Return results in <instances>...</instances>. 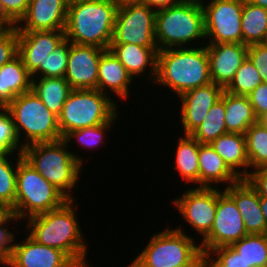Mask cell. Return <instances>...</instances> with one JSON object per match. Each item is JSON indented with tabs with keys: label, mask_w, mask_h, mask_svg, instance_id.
<instances>
[{
	"label": "cell",
	"mask_w": 267,
	"mask_h": 267,
	"mask_svg": "<svg viewBox=\"0 0 267 267\" xmlns=\"http://www.w3.org/2000/svg\"><path fill=\"white\" fill-rule=\"evenodd\" d=\"M235 202L244 222L247 234H267L259 195L245 179L223 189Z\"/></svg>",
	"instance_id": "44dd1931"
},
{
	"label": "cell",
	"mask_w": 267,
	"mask_h": 267,
	"mask_svg": "<svg viewBox=\"0 0 267 267\" xmlns=\"http://www.w3.org/2000/svg\"><path fill=\"white\" fill-rule=\"evenodd\" d=\"M251 3L267 9V0H249Z\"/></svg>",
	"instance_id": "f5cc1de1"
},
{
	"label": "cell",
	"mask_w": 267,
	"mask_h": 267,
	"mask_svg": "<svg viewBox=\"0 0 267 267\" xmlns=\"http://www.w3.org/2000/svg\"><path fill=\"white\" fill-rule=\"evenodd\" d=\"M210 145L240 179H245L249 175L244 134L228 132L219 136Z\"/></svg>",
	"instance_id": "cb8c5ba5"
},
{
	"label": "cell",
	"mask_w": 267,
	"mask_h": 267,
	"mask_svg": "<svg viewBox=\"0 0 267 267\" xmlns=\"http://www.w3.org/2000/svg\"><path fill=\"white\" fill-rule=\"evenodd\" d=\"M118 6L126 4H144V0H115Z\"/></svg>",
	"instance_id": "f907efd6"
},
{
	"label": "cell",
	"mask_w": 267,
	"mask_h": 267,
	"mask_svg": "<svg viewBox=\"0 0 267 267\" xmlns=\"http://www.w3.org/2000/svg\"><path fill=\"white\" fill-rule=\"evenodd\" d=\"M262 82L258 69L247 57L224 90L234 95L247 96Z\"/></svg>",
	"instance_id": "e575fe53"
},
{
	"label": "cell",
	"mask_w": 267,
	"mask_h": 267,
	"mask_svg": "<svg viewBox=\"0 0 267 267\" xmlns=\"http://www.w3.org/2000/svg\"><path fill=\"white\" fill-rule=\"evenodd\" d=\"M68 5V0H30L15 28L17 31L65 30Z\"/></svg>",
	"instance_id": "ac0fdd59"
},
{
	"label": "cell",
	"mask_w": 267,
	"mask_h": 267,
	"mask_svg": "<svg viewBox=\"0 0 267 267\" xmlns=\"http://www.w3.org/2000/svg\"><path fill=\"white\" fill-rule=\"evenodd\" d=\"M257 122L248 96L225 91V125L227 132L245 134Z\"/></svg>",
	"instance_id": "83f0119b"
},
{
	"label": "cell",
	"mask_w": 267,
	"mask_h": 267,
	"mask_svg": "<svg viewBox=\"0 0 267 267\" xmlns=\"http://www.w3.org/2000/svg\"><path fill=\"white\" fill-rule=\"evenodd\" d=\"M18 56V31L12 27L0 37V68Z\"/></svg>",
	"instance_id": "ab89813d"
},
{
	"label": "cell",
	"mask_w": 267,
	"mask_h": 267,
	"mask_svg": "<svg viewBox=\"0 0 267 267\" xmlns=\"http://www.w3.org/2000/svg\"><path fill=\"white\" fill-rule=\"evenodd\" d=\"M0 17L12 28L15 27V23L5 14L4 8L0 1Z\"/></svg>",
	"instance_id": "7dc6e473"
},
{
	"label": "cell",
	"mask_w": 267,
	"mask_h": 267,
	"mask_svg": "<svg viewBox=\"0 0 267 267\" xmlns=\"http://www.w3.org/2000/svg\"><path fill=\"white\" fill-rule=\"evenodd\" d=\"M5 109L12 116L17 138L23 148L62 139L58 117L32 90L16 96Z\"/></svg>",
	"instance_id": "52a82bcc"
},
{
	"label": "cell",
	"mask_w": 267,
	"mask_h": 267,
	"mask_svg": "<svg viewBox=\"0 0 267 267\" xmlns=\"http://www.w3.org/2000/svg\"><path fill=\"white\" fill-rule=\"evenodd\" d=\"M117 113L109 122L103 123L101 125H96L92 127H86L81 128L77 130H73L71 132H68L62 139L64 142L69 146V144H73L75 141L80 147L83 149H90L97 147H103L105 145V140L107 139L108 130L111 131L112 125H114L117 119L118 121V115ZM106 138V139H105ZM73 140V141H72ZM72 141V142H71ZM102 145V146H101Z\"/></svg>",
	"instance_id": "d6a6232c"
},
{
	"label": "cell",
	"mask_w": 267,
	"mask_h": 267,
	"mask_svg": "<svg viewBox=\"0 0 267 267\" xmlns=\"http://www.w3.org/2000/svg\"><path fill=\"white\" fill-rule=\"evenodd\" d=\"M206 45L158 51L154 83L177 95L211 83Z\"/></svg>",
	"instance_id": "7a4b0ae2"
},
{
	"label": "cell",
	"mask_w": 267,
	"mask_h": 267,
	"mask_svg": "<svg viewBox=\"0 0 267 267\" xmlns=\"http://www.w3.org/2000/svg\"><path fill=\"white\" fill-rule=\"evenodd\" d=\"M63 139L52 142H40L23 148V158L49 183L53 184L68 199L78 185L83 157L70 151ZM77 183V184H76Z\"/></svg>",
	"instance_id": "277c9868"
},
{
	"label": "cell",
	"mask_w": 267,
	"mask_h": 267,
	"mask_svg": "<svg viewBox=\"0 0 267 267\" xmlns=\"http://www.w3.org/2000/svg\"><path fill=\"white\" fill-rule=\"evenodd\" d=\"M10 29L11 27L0 17V37Z\"/></svg>",
	"instance_id": "681fc988"
},
{
	"label": "cell",
	"mask_w": 267,
	"mask_h": 267,
	"mask_svg": "<svg viewBox=\"0 0 267 267\" xmlns=\"http://www.w3.org/2000/svg\"><path fill=\"white\" fill-rule=\"evenodd\" d=\"M181 227H164L151 235L135 259L144 267H204L199 242Z\"/></svg>",
	"instance_id": "8992f818"
},
{
	"label": "cell",
	"mask_w": 267,
	"mask_h": 267,
	"mask_svg": "<svg viewBox=\"0 0 267 267\" xmlns=\"http://www.w3.org/2000/svg\"><path fill=\"white\" fill-rule=\"evenodd\" d=\"M257 123L260 124L262 127L267 129V112L261 114L257 118Z\"/></svg>",
	"instance_id": "816d5d0a"
},
{
	"label": "cell",
	"mask_w": 267,
	"mask_h": 267,
	"mask_svg": "<svg viewBox=\"0 0 267 267\" xmlns=\"http://www.w3.org/2000/svg\"><path fill=\"white\" fill-rule=\"evenodd\" d=\"M177 139L175 161H172L175 163L174 171L178 172L184 183L199 187V143L191 135H182Z\"/></svg>",
	"instance_id": "484cf974"
},
{
	"label": "cell",
	"mask_w": 267,
	"mask_h": 267,
	"mask_svg": "<svg viewBox=\"0 0 267 267\" xmlns=\"http://www.w3.org/2000/svg\"><path fill=\"white\" fill-rule=\"evenodd\" d=\"M252 105L255 117L267 112V83H260L250 94L247 95Z\"/></svg>",
	"instance_id": "b9f144b4"
},
{
	"label": "cell",
	"mask_w": 267,
	"mask_h": 267,
	"mask_svg": "<svg viewBox=\"0 0 267 267\" xmlns=\"http://www.w3.org/2000/svg\"><path fill=\"white\" fill-rule=\"evenodd\" d=\"M155 39L159 51L166 48L194 47L195 41L196 46L204 45L206 35L202 4L180 0L175 5L157 10ZM198 40L203 41L200 44Z\"/></svg>",
	"instance_id": "5b68a950"
},
{
	"label": "cell",
	"mask_w": 267,
	"mask_h": 267,
	"mask_svg": "<svg viewBox=\"0 0 267 267\" xmlns=\"http://www.w3.org/2000/svg\"><path fill=\"white\" fill-rule=\"evenodd\" d=\"M244 135L249 159V172L267 167V129L256 122L246 130Z\"/></svg>",
	"instance_id": "836d02e7"
},
{
	"label": "cell",
	"mask_w": 267,
	"mask_h": 267,
	"mask_svg": "<svg viewBox=\"0 0 267 267\" xmlns=\"http://www.w3.org/2000/svg\"><path fill=\"white\" fill-rule=\"evenodd\" d=\"M15 220V221H14ZM20 220L11 212L1 223H0V265L5 267L11 256L14 241L16 240L15 234L18 232L11 231L8 226L11 224L18 223ZM9 222L11 224H9ZM14 222V223H12Z\"/></svg>",
	"instance_id": "f35d334b"
},
{
	"label": "cell",
	"mask_w": 267,
	"mask_h": 267,
	"mask_svg": "<svg viewBox=\"0 0 267 267\" xmlns=\"http://www.w3.org/2000/svg\"><path fill=\"white\" fill-rule=\"evenodd\" d=\"M14 155V153L0 155V203L10 210L15 205L18 162L23 158L22 154L16 153V156Z\"/></svg>",
	"instance_id": "4dcf8cb0"
},
{
	"label": "cell",
	"mask_w": 267,
	"mask_h": 267,
	"mask_svg": "<svg viewBox=\"0 0 267 267\" xmlns=\"http://www.w3.org/2000/svg\"><path fill=\"white\" fill-rule=\"evenodd\" d=\"M71 90L64 77L32 78V91L57 117L60 115Z\"/></svg>",
	"instance_id": "4316f807"
},
{
	"label": "cell",
	"mask_w": 267,
	"mask_h": 267,
	"mask_svg": "<svg viewBox=\"0 0 267 267\" xmlns=\"http://www.w3.org/2000/svg\"><path fill=\"white\" fill-rule=\"evenodd\" d=\"M109 49L124 65L133 80L138 76H143V73L147 71L149 75L146 78L154 83L157 74L158 47H141L125 43L111 44Z\"/></svg>",
	"instance_id": "7402d4cb"
},
{
	"label": "cell",
	"mask_w": 267,
	"mask_h": 267,
	"mask_svg": "<svg viewBox=\"0 0 267 267\" xmlns=\"http://www.w3.org/2000/svg\"><path fill=\"white\" fill-rule=\"evenodd\" d=\"M117 8L115 0L69 3L65 37L74 44L109 49Z\"/></svg>",
	"instance_id": "3957f363"
},
{
	"label": "cell",
	"mask_w": 267,
	"mask_h": 267,
	"mask_svg": "<svg viewBox=\"0 0 267 267\" xmlns=\"http://www.w3.org/2000/svg\"><path fill=\"white\" fill-rule=\"evenodd\" d=\"M247 234L234 200L221 188H217L216 215L210 233L200 241L201 251L205 256L216 247L231 245Z\"/></svg>",
	"instance_id": "7c38bea8"
},
{
	"label": "cell",
	"mask_w": 267,
	"mask_h": 267,
	"mask_svg": "<svg viewBox=\"0 0 267 267\" xmlns=\"http://www.w3.org/2000/svg\"><path fill=\"white\" fill-rule=\"evenodd\" d=\"M75 201L69 199L52 211L27 218L25 233L28 231L39 244L63 251L78 267H89L88 243L79 225Z\"/></svg>",
	"instance_id": "6da1fadb"
},
{
	"label": "cell",
	"mask_w": 267,
	"mask_h": 267,
	"mask_svg": "<svg viewBox=\"0 0 267 267\" xmlns=\"http://www.w3.org/2000/svg\"><path fill=\"white\" fill-rule=\"evenodd\" d=\"M11 213V210L0 203V223Z\"/></svg>",
	"instance_id": "c3c4849f"
},
{
	"label": "cell",
	"mask_w": 267,
	"mask_h": 267,
	"mask_svg": "<svg viewBox=\"0 0 267 267\" xmlns=\"http://www.w3.org/2000/svg\"><path fill=\"white\" fill-rule=\"evenodd\" d=\"M245 180L259 196L267 197V167L250 171Z\"/></svg>",
	"instance_id": "ee69618b"
},
{
	"label": "cell",
	"mask_w": 267,
	"mask_h": 267,
	"mask_svg": "<svg viewBox=\"0 0 267 267\" xmlns=\"http://www.w3.org/2000/svg\"><path fill=\"white\" fill-rule=\"evenodd\" d=\"M6 267H78L63 251L37 243L27 233L14 241Z\"/></svg>",
	"instance_id": "2e32d148"
},
{
	"label": "cell",
	"mask_w": 267,
	"mask_h": 267,
	"mask_svg": "<svg viewBox=\"0 0 267 267\" xmlns=\"http://www.w3.org/2000/svg\"><path fill=\"white\" fill-rule=\"evenodd\" d=\"M228 133L225 125V90L211 107L201 125L190 135L200 144H211L219 136Z\"/></svg>",
	"instance_id": "f546056e"
},
{
	"label": "cell",
	"mask_w": 267,
	"mask_h": 267,
	"mask_svg": "<svg viewBox=\"0 0 267 267\" xmlns=\"http://www.w3.org/2000/svg\"><path fill=\"white\" fill-rule=\"evenodd\" d=\"M70 41L65 37L44 60L43 77H64L68 65Z\"/></svg>",
	"instance_id": "d590c367"
},
{
	"label": "cell",
	"mask_w": 267,
	"mask_h": 267,
	"mask_svg": "<svg viewBox=\"0 0 267 267\" xmlns=\"http://www.w3.org/2000/svg\"><path fill=\"white\" fill-rule=\"evenodd\" d=\"M155 16L156 10L142 3L118 6L111 44L157 47Z\"/></svg>",
	"instance_id": "8fae6325"
},
{
	"label": "cell",
	"mask_w": 267,
	"mask_h": 267,
	"mask_svg": "<svg viewBox=\"0 0 267 267\" xmlns=\"http://www.w3.org/2000/svg\"><path fill=\"white\" fill-rule=\"evenodd\" d=\"M241 179L227 166L210 144L199 143V187L227 188Z\"/></svg>",
	"instance_id": "603a6c76"
},
{
	"label": "cell",
	"mask_w": 267,
	"mask_h": 267,
	"mask_svg": "<svg viewBox=\"0 0 267 267\" xmlns=\"http://www.w3.org/2000/svg\"><path fill=\"white\" fill-rule=\"evenodd\" d=\"M259 203L261 207L262 214L264 215L266 227H267V197L259 196Z\"/></svg>",
	"instance_id": "bcb514c9"
},
{
	"label": "cell",
	"mask_w": 267,
	"mask_h": 267,
	"mask_svg": "<svg viewBox=\"0 0 267 267\" xmlns=\"http://www.w3.org/2000/svg\"><path fill=\"white\" fill-rule=\"evenodd\" d=\"M179 1L180 0H144V4L157 11L175 5Z\"/></svg>",
	"instance_id": "f6af8a7d"
},
{
	"label": "cell",
	"mask_w": 267,
	"mask_h": 267,
	"mask_svg": "<svg viewBox=\"0 0 267 267\" xmlns=\"http://www.w3.org/2000/svg\"><path fill=\"white\" fill-rule=\"evenodd\" d=\"M204 267H251L230 245L216 247L204 256Z\"/></svg>",
	"instance_id": "8d00e7d4"
},
{
	"label": "cell",
	"mask_w": 267,
	"mask_h": 267,
	"mask_svg": "<svg viewBox=\"0 0 267 267\" xmlns=\"http://www.w3.org/2000/svg\"><path fill=\"white\" fill-rule=\"evenodd\" d=\"M244 45L264 43L267 40V9L243 0L241 17Z\"/></svg>",
	"instance_id": "f1b7e54d"
},
{
	"label": "cell",
	"mask_w": 267,
	"mask_h": 267,
	"mask_svg": "<svg viewBox=\"0 0 267 267\" xmlns=\"http://www.w3.org/2000/svg\"><path fill=\"white\" fill-rule=\"evenodd\" d=\"M201 4L204 11L206 42L209 40L205 44H243V0H206Z\"/></svg>",
	"instance_id": "30bf717a"
},
{
	"label": "cell",
	"mask_w": 267,
	"mask_h": 267,
	"mask_svg": "<svg viewBox=\"0 0 267 267\" xmlns=\"http://www.w3.org/2000/svg\"><path fill=\"white\" fill-rule=\"evenodd\" d=\"M213 83L224 89L247 58L248 46L238 43L205 44Z\"/></svg>",
	"instance_id": "d6986e66"
},
{
	"label": "cell",
	"mask_w": 267,
	"mask_h": 267,
	"mask_svg": "<svg viewBox=\"0 0 267 267\" xmlns=\"http://www.w3.org/2000/svg\"><path fill=\"white\" fill-rule=\"evenodd\" d=\"M172 204L200 240L210 233L216 215L217 188L189 187Z\"/></svg>",
	"instance_id": "4fadbf2b"
},
{
	"label": "cell",
	"mask_w": 267,
	"mask_h": 267,
	"mask_svg": "<svg viewBox=\"0 0 267 267\" xmlns=\"http://www.w3.org/2000/svg\"><path fill=\"white\" fill-rule=\"evenodd\" d=\"M105 49L70 42L68 65L64 78L71 89H96L98 67Z\"/></svg>",
	"instance_id": "e0dca14e"
},
{
	"label": "cell",
	"mask_w": 267,
	"mask_h": 267,
	"mask_svg": "<svg viewBox=\"0 0 267 267\" xmlns=\"http://www.w3.org/2000/svg\"><path fill=\"white\" fill-rule=\"evenodd\" d=\"M69 200L41 176L24 158L18 162L15 205L11 212L20 220L52 211Z\"/></svg>",
	"instance_id": "9c48e42d"
},
{
	"label": "cell",
	"mask_w": 267,
	"mask_h": 267,
	"mask_svg": "<svg viewBox=\"0 0 267 267\" xmlns=\"http://www.w3.org/2000/svg\"><path fill=\"white\" fill-rule=\"evenodd\" d=\"M81 1H92V0H68V3L81 2Z\"/></svg>",
	"instance_id": "11a10c76"
},
{
	"label": "cell",
	"mask_w": 267,
	"mask_h": 267,
	"mask_svg": "<svg viewBox=\"0 0 267 267\" xmlns=\"http://www.w3.org/2000/svg\"><path fill=\"white\" fill-rule=\"evenodd\" d=\"M224 88L213 82L179 96L180 124L183 135H190L204 121L211 107L221 98Z\"/></svg>",
	"instance_id": "9a60e30c"
},
{
	"label": "cell",
	"mask_w": 267,
	"mask_h": 267,
	"mask_svg": "<svg viewBox=\"0 0 267 267\" xmlns=\"http://www.w3.org/2000/svg\"><path fill=\"white\" fill-rule=\"evenodd\" d=\"M5 14L17 24L25 15L30 0H0Z\"/></svg>",
	"instance_id": "7bdbcfd3"
},
{
	"label": "cell",
	"mask_w": 267,
	"mask_h": 267,
	"mask_svg": "<svg viewBox=\"0 0 267 267\" xmlns=\"http://www.w3.org/2000/svg\"><path fill=\"white\" fill-rule=\"evenodd\" d=\"M191 1H193V2H200V3H202V2H204V1H206V0H191Z\"/></svg>",
	"instance_id": "9f6ffc18"
},
{
	"label": "cell",
	"mask_w": 267,
	"mask_h": 267,
	"mask_svg": "<svg viewBox=\"0 0 267 267\" xmlns=\"http://www.w3.org/2000/svg\"><path fill=\"white\" fill-rule=\"evenodd\" d=\"M117 103L97 89H72L58 116L62 138L73 130L109 122L119 113Z\"/></svg>",
	"instance_id": "ba28073f"
},
{
	"label": "cell",
	"mask_w": 267,
	"mask_h": 267,
	"mask_svg": "<svg viewBox=\"0 0 267 267\" xmlns=\"http://www.w3.org/2000/svg\"><path fill=\"white\" fill-rule=\"evenodd\" d=\"M127 267H144V266H142V265H141V264L134 258V260H133V261L131 260L130 264L127 265Z\"/></svg>",
	"instance_id": "db71d44e"
},
{
	"label": "cell",
	"mask_w": 267,
	"mask_h": 267,
	"mask_svg": "<svg viewBox=\"0 0 267 267\" xmlns=\"http://www.w3.org/2000/svg\"><path fill=\"white\" fill-rule=\"evenodd\" d=\"M230 246L251 267L267 266V234H248Z\"/></svg>",
	"instance_id": "1f68e13d"
},
{
	"label": "cell",
	"mask_w": 267,
	"mask_h": 267,
	"mask_svg": "<svg viewBox=\"0 0 267 267\" xmlns=\"http://www.w3.org/2000/svg\"><path fill=\"white\" fill-rule=\"evenodd\" d=\"M31 90V74L19 56L0 68V108H5L16 96Z\"/></svg>",
	"instance_id": "d4e9b609"
},
{
	"label": "cell",
	"mask_w": 267,
	"mask_h": 267,
	"mask_svg": "<svg viewBox=\"0 0 267 267\" xmlns=\"http://www.w3.org/2000/svg\"><path fill=\"white\" fill-rule=\"evenodd\" d=\"M16 152L22 154L23 147L17 138L12 116L5 108H0V155Z\"/></svg>",
	"instance_id": "74e56055"
},
{
	"label": "cell",
	"mask_w": 267,
	"mask_h": 267,
	"mask_svg": "<svg viewBox=\"0 0 267 267\" xmlns=\"http://www.w3.org/2000/svg\"><path fill=\"white\" fill-rule=\"evenodd\" d=\"M64 38V30L18 31V56L31 78L43 77L45 58Z\"/></svg>",
	"instance_id": "5bb4252c"
},
{
	"label": "cell",
	"mask_w": 267,
	"mask_h": 267,
	"mask_svg": "<svg viewBox=\"0 0 267 267\" xmlns=\"http://www.w3.org/2000/svg\"><path fill=\"white\" fill-rule=\"evenodd\" d=\"M247 57L258 69L262 81L267 83V42L249 45Z\"/></svg>",
	"instance_id": "60d3db41"
},
{
	"label": "cell",
	"mask_w": 267,
	"mask_h": 267,
	"mask_svg": "<svg viewBox=\"0 0 267 267\" xmlns=\"http://www.w3.org/2000/svg\"><path fill=\"white\" fill-rule=\"evenodd\" d=\"M132 83L135 84L133 78L115 54L110 49L105 50L99 61L96 89L103 94H110V98L114 94L119 100H125L129 98Z\"/></svg>",
	"instance_id": "ffe728a7"
}]
</instances>
